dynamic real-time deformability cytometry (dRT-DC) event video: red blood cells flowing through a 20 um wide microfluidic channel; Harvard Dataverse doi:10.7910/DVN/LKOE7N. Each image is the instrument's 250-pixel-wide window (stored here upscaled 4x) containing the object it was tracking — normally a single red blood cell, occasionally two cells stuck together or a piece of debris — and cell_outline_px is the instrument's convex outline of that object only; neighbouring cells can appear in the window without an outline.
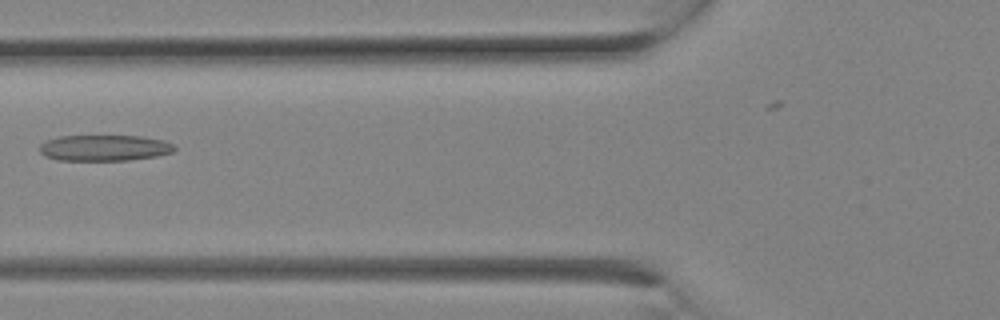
{"species": "Egyptian fruit bat (a non-hibernating species)", "species_latin": "Rousettus aegyptiacus", "temperature_condition": "room temperature", "stored_images_in_passage": 18, "camera_frame_rate_fps": 3000, "um_per_image_px": 0.085, "animal": {"sex": "female"}, "frame": {"image": 1, "passage_image": 3, "time_ms": 0.667, "image_size_px": [1000, 320], "cell_outline_px": [[176, 148], [172, 152], [156, 156], [128, 160], [56, 160], [44, 156], [40, 152], [40, 144], [48, 140], [60, 136], [140, 136], [164, 140], [172, 144]], "centroid_in_image_um": [8.86, 12.57], "position_along_channel_um": 116.9, "area_um2": 20.35}}
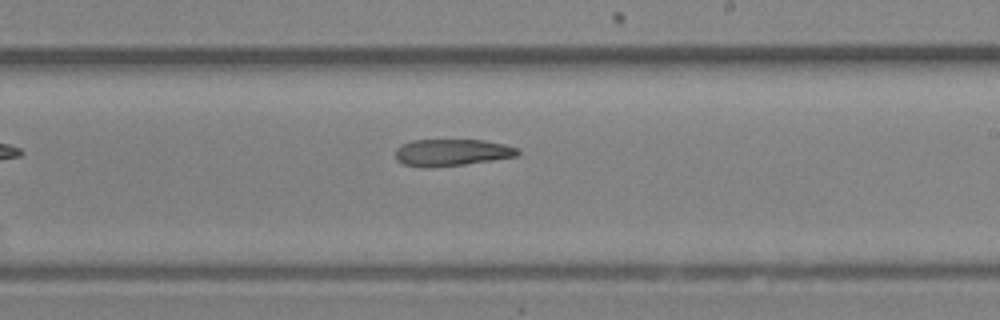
{"frame": {"image": 2, "passage_image": 8, "time_ms": 2.333, "image_size_px": [1000, 320], "cell_outline_px": [[520, 156], [464, 164], [432, 168], [424, 168], [404, 164], [396, 160], [396, 148], [400, 144], [412, 140], [484, 140], [504, 144], [520, 148]], "centroid_in_image_um": [38.41, 12.96], "position_along_channel_um": 250.6, "area_um2": 19.42}}
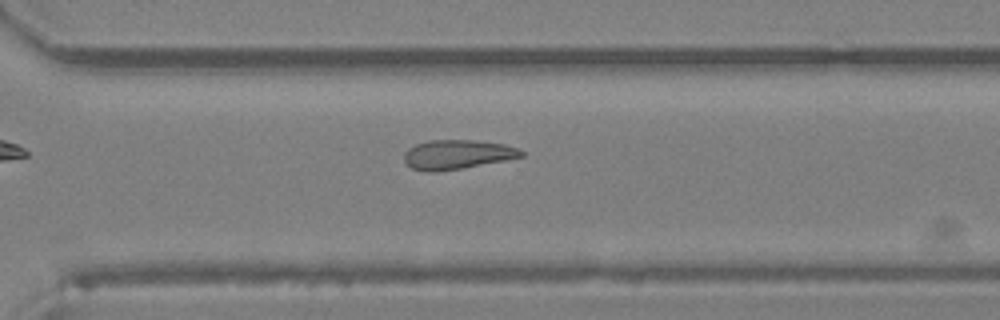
{"frame": {"image": 3, "passage_image": 11, "time_ms": 3.333, "image_size_px": [1000, 320], "cell_outline_px": [[524, 156], [504, 160], [460, 168], [436, 172], [424, 172], [412, 168], [404, 160], [404, 152], [408, 148], [416, 144], [428, 140], [476, 140], [504, 144], [516, 148], [524, 152]], "centroid_in_image_um": [38.82, 13.12], "position_along_channel_um": 331.8, "area_um2": 19.88}}